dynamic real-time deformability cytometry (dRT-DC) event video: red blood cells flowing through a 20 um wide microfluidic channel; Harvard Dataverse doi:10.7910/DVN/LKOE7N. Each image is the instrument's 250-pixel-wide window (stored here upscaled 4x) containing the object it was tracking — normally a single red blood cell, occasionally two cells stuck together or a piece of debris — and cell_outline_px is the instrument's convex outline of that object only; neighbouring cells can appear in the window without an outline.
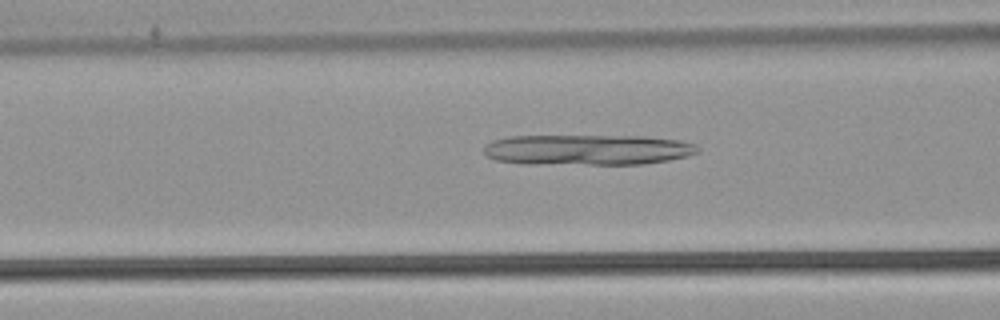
{"species": "common noctule bat (a hibernating species)", "species_latin": "Nyctalus noctula", "temperature_condition": "warm", "stored_images_in_passage": 53, "camera_frame_rate_fps": 3000, "um_per_image_px": 0.085, "animal": {"sex": "male", "body_mass_g": 21.5, "forearm_length_mm": 52.0}, "frame": {"image": 1, "passage_image": 21, "time_ms": 6.667, "image_size_px": [1000, 320], "cell_outline_px": [[700, 152], [688, 156], [668, 160], [644, 164], [524, 164], [496, 160], [488, 156], [484, 152], [484, 148], [492, 140], [508, 136], [644, 136], [680, 140], [696, 144], [700, 148]], "centroid_in_image_um": [49.98, 12.73], "position_along_channel_um": 116.6, "area_um2": 38.38}}
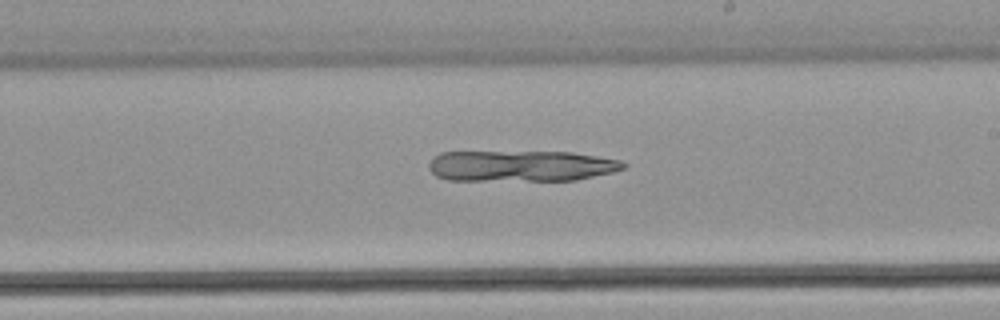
{"frame": {"image": 2, "passage_image": 31, "time_ms": 10.0, "image_size_px": [1000, 320], "cell_outline_px": [[628, 164], [624, 168], [612, 172], [576, 180], [448, 180], [436, 176], [428, 168], [428, 164], [440, 152], [572, 152], [620, 160]], "centroid_in_image_um": [44.29, 14.1], "position_along_channel_um": 244.7, "area_um2": 35.03}}
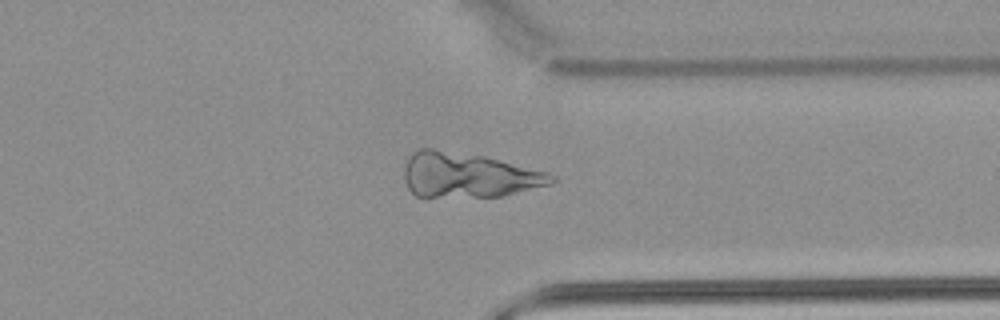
{"frame": {"image": 3, "passage_image": 41, "time_ms": 13.333, "image_size_px": [1000, 320], "cell_outline_px": [[556, 180], [548, 184], [500, 196], [416, 196], [408, 188], [404, 180], [404, 168], [408, 156], [412, 152], [420, 148], [432, 148], [484, 156], [548, 172], [556, 176]], "centroid_in_image_um": [39.75, 14.86], "position_along_channel_um": 371.6, "area_um2": 38.15}}